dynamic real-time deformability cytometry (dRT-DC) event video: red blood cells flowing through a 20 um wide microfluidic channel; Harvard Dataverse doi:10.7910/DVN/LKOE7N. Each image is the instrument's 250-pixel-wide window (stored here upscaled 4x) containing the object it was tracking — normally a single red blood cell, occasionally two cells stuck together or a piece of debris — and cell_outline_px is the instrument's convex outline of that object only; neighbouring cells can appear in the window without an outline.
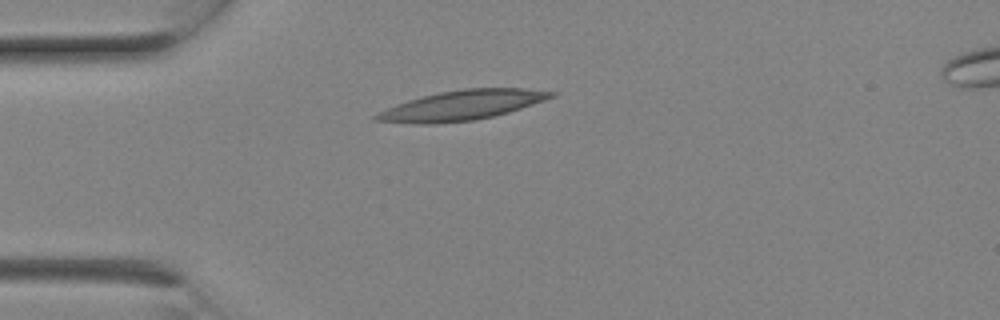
{"species": "Egyptian fruit bat (a non-hibernating species)", "species_latin": "Rousettus aegyptiacus", "temperature_condition": "room temperature", "stored_images_in_passage": 3, "camera_frame_rate_fps": 3000, "um_per_image_px": 0.085, "animal": {"sex": "female"}, "frame": {"image": 1, "passage_image": 1, "time_ms": 0.0, "image_size_px": [1000, 320], "cell_outline_px": [[556, 96], [496, 116], [476, 120], [436, 124], [416, 124], [372, 120], [372, 116], [376, 112], [396, 104], [408, 100], [440, 92], [464, 88], [524, 88], [556, 92]], "centroid_in_image_um": [39.22, 8.96], "position_along_channel_um": 45.8, "area_um2": 30.46}}
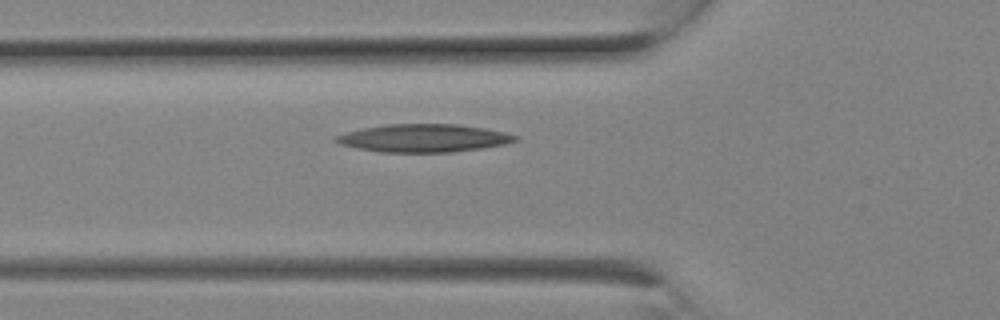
{"frame": {"image": 2, "passage_image": 3, "time_ms": 0.667, "image_size_px": [1000, 320], "cell_outline_px": [[520, 140], [504, 144], [480, 148], [452, 152], [380, 152], [356, 148], [340, 144], [332, 140], [336, 136], [348, 132], [364, 128], [388, 124], [456, 124], [484, 128], [504, 132], [520, 136]], "centroid_in_image_um": [36.03, 11.74], "position_along_channel_um": 89.8, "area_um2": 29.07}}